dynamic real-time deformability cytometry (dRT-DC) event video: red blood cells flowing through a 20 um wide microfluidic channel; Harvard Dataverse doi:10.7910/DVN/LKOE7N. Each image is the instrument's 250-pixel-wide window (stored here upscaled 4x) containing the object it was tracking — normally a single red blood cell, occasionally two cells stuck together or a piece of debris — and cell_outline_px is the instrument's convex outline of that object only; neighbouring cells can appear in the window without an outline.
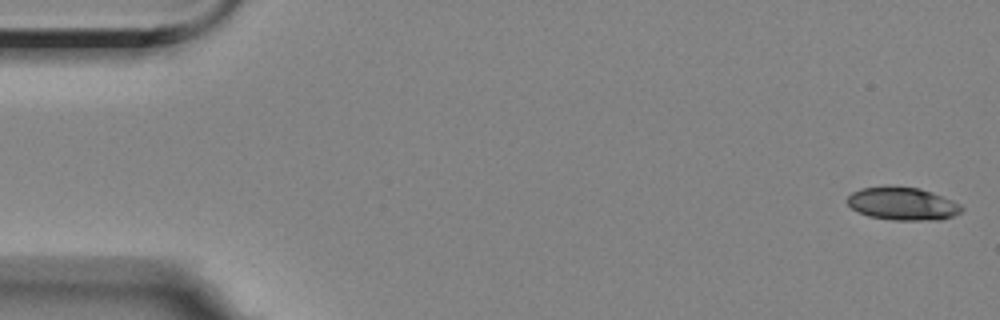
{"species": "Egyptian fruit bat (a non-hibernating species)", "species_latin": "Rousettus aegyptiacus", "temperature_condition": "room temperature", "stored_images_in_passage": 56, "camera_frame_rate_fps": 3000, "um_per_image_px": 0.085, "animal": {"sex": "female"}, "frame": {"image": 1, "passage_image": 1, "time_ms": 0.0, "image_size_px": [1000, 320], "cell_outline_px": [[964, 208], [960, 212], [952, 216], [940, 220], [892, 220], [868, 216], [852, 208], [848, 204], [848, 196], [852, 192], [860, 188], [920, 188], [932, 192], [952, 200], [960, 204]], "centroid_in_image_um": [76.75, 17.34], "position_along_channel_um": 8.3, "area_um2": 21.39}}
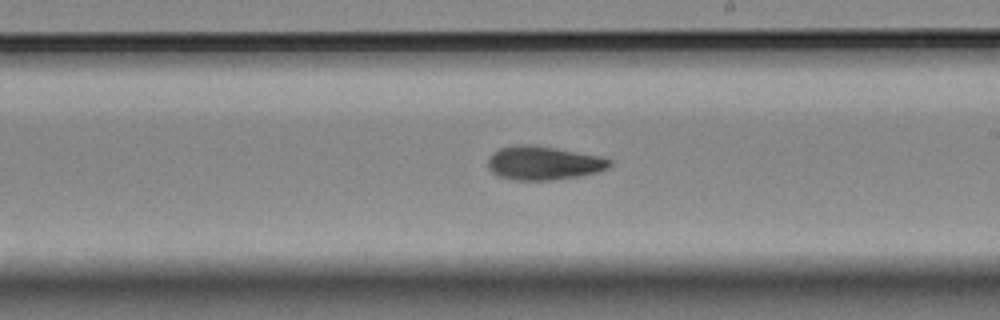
{"frame": {"image": 2, "passage_image": 32, "time_ms": 10.333, "image_size_px": [1000, 320], "cell_outline_px": [[612, 164], [608, 168], [596, 172], [580, 176], [552, 180], [516, 180], [496, 176], [488, 168], [488, 156], [492, 152], [500, 148], [516, 144], [532, 144], [596, 156], [612, 160]], "centroid_in_image_um": [46.13, 13.86], "position_along_channel_um": 242.9, "area_um2": 23.87}}
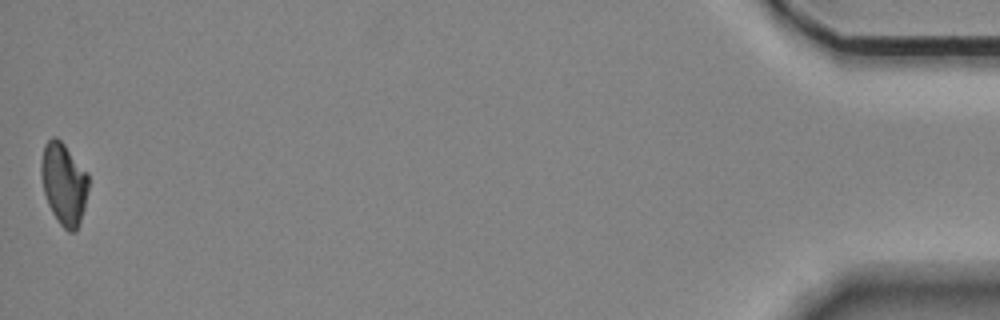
{"frame": {"image": 3, "passage_image": 56, "time_ms": 18.333, "image_size_px": [1000, 320], "cell_outline_px": [[88, 192], [84, 208], [76, 232], [68, 232], [60, 224], [52, 212], [48, 204], [44, 192], [40, 172], [40, 160], [44, 144], [52, 136], [56, 136], [64, 144], [88, 172]], "centroid_in_image_um": [5.42, 15.59], "position_along_channel_um": 429.8, "area_um2": 22.77}, "authors_computed_cell_mechanics": {"area_um2": 23.0333, "velocity_mm_per_s": 3.5143, "shape_relaxation_time_tau1_ms": 5.7587, "shape_relaxation_time_tau2_ms": 6.1374, "deformation_change_tau1": 0.1389, "deformation_change_tau2": 0.1349}}